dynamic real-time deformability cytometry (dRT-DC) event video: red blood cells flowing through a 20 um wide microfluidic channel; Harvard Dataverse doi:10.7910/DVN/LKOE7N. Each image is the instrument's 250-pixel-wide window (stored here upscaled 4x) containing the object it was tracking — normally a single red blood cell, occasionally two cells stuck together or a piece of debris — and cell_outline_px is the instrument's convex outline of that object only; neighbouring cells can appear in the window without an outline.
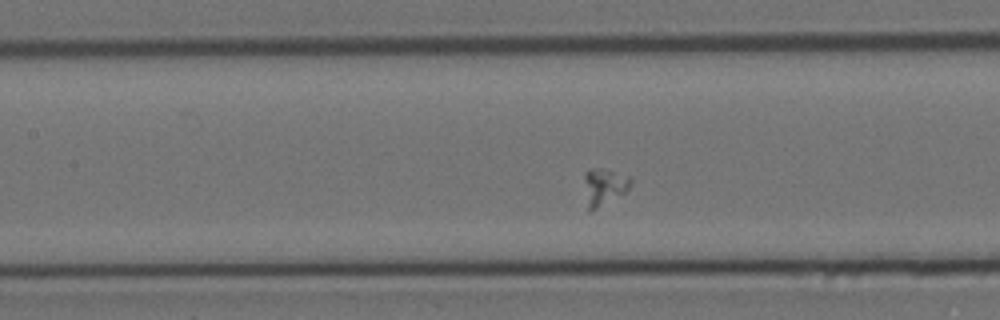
{"species": "Egyptian fruit bat (a non-hibernating species)", "species_latin": "Rousettus aegyptiacus", "temperature_condition": "cold", "stored_images_in_passage": 37, "camera_frame_rate_fps": 3000, "um_per_image_px": 0.085, "animal": {"sex": "female"}, "frame": {"image": 1, "passage_image": 11, "time_ms": 3.333, "image_size_px": [1000, 320], "cell_outline_px": [[632, 184], [624, 192], [592, 212], [588, 212], [584, 180], [584, 172], [588, 168], [600, 168], [632, 176]], "centroid_in_image_um": [51.34, 15.85], "position_along_channel_um": 156.1, "area_um2": 10.12}}